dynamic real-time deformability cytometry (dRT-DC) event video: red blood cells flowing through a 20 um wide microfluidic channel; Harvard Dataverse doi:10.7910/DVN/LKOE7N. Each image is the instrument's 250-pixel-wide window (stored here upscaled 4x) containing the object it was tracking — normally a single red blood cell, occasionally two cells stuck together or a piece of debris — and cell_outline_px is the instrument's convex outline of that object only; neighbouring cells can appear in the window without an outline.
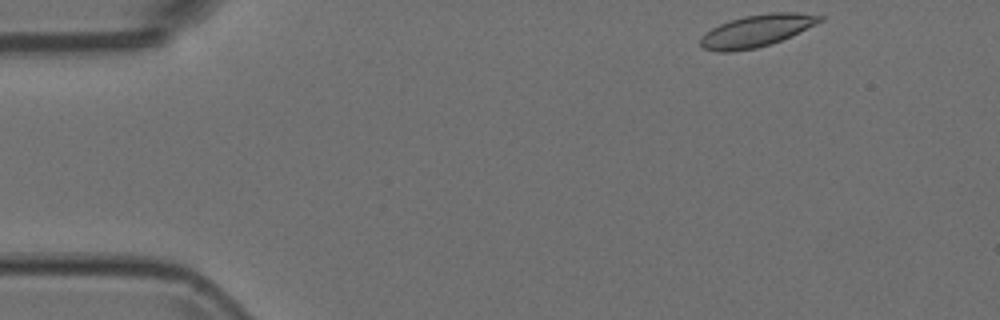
{"species": "Egyptian fruit bat (a non-hibernating species)", "species_latin": "Rousettus aegyptiacus", "temperature_condition": "room temperature", "stored_images_in_passage": 48, "camera_frame_rate_fps": 3000, "um_per_image_px": 0.085, "animal": {"sex": "female"}, "frame": {"image": 1, "passage_image": 1, "time_ms": 0.0, "image_size_px": [1000, 320], "cell_outline_px": [[824, 20], [816, 24], [780, 40], [756, 48], [732, 52], [716, 52], [704, 48], [700, 44], [700, 36], [712, 28], [720, 24], [744, 16], [768, 12], [796, 12], [824, 16]], "centroid_in_image_um": [64.29, 2.61], "position_along_channel_um": 20.7, "area_um2": 22.14}}
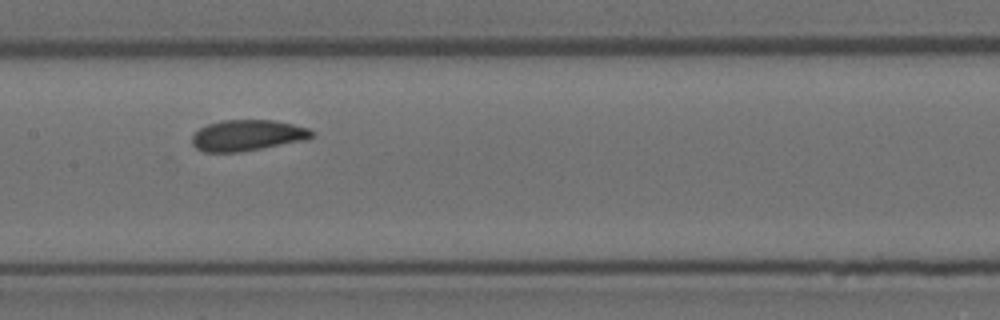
{"frame": {"image": 2, "passage_image": 21, "time_ms": 6.667, "image_size_px": [1000, 320], "cell_outline_px": [[312, 136], [304, 140], [240, 152], [204, 152], [196, 148], [192, 144], [192, 136], [200, 128], [208, 124], [220, 120], [272, 120], [292, 124], [308, 128], [312, 132]], "centroid_in_image_um": [20.98, 11.5], "position_along_channel_um": 186.4, "area_um2": 21.39}}
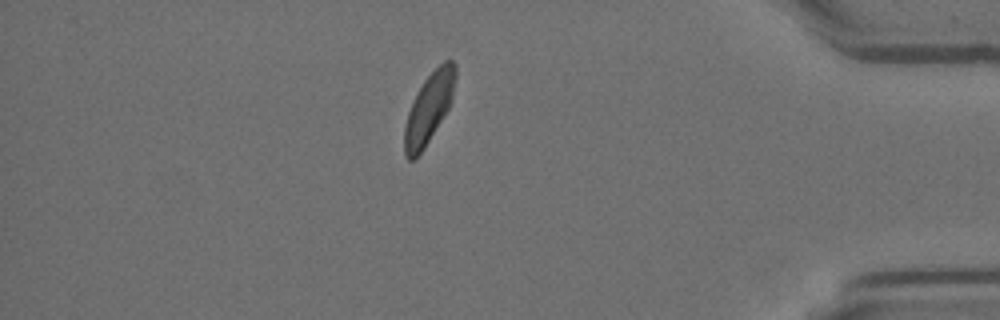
{"frame": {"image": 3, "passage_image": 41, "time_ms": 13.333, "image_size_px": [1000, 320], "cell_outline_px": [[456, 76], [452, 100], [448, 108], [424, 148], [412, 160], [408, 160], [404, 156], [404, 128], [408, 112], [412, 100], [416, 92], [424, 80], [444, 60], [452, 60], [456, 64]], "centroid_in_image_um": [36.45, 9.17], "position_along_channel_um": 398.8, "area_um2": 20.63}}